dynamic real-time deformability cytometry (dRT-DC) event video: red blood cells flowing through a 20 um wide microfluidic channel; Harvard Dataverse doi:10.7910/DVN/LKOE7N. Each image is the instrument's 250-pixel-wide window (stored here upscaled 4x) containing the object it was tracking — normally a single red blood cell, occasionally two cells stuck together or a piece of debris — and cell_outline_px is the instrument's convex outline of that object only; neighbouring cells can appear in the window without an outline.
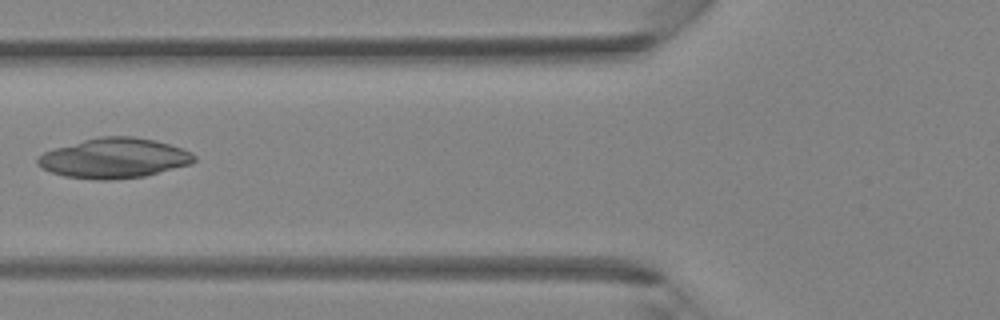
{"species": "Egyptian fruit bat (a non-hibernating species)", "species_latin": "Rousettus aegyptiacus", "temperature_condition": "room temperature", "stored_images_in_passage": 40, "camera_frame_rate_fps": 3000, "um_per_image_px": 0.085, "animal": {"sex": "female"}, "frame": {"image": 1, "passage_image": 16, "time_ms": 5.0, "image_size_px": [1000, 320], "cell_outline_px": [[196, 160], [192, 164], [144, 176], [108, 180], [96, 180], [64, 176], [40, 168], [36, 164], [36, 160], [44, 152], [56, 148], [84, 140], [100, 136], [132, 136], [156, 140], [192, 152], [196, 156]], "centroid_in_image_um": [9.71, 13.45], "position_along_channel_um": 116.1, "area_um2": 36.41}}
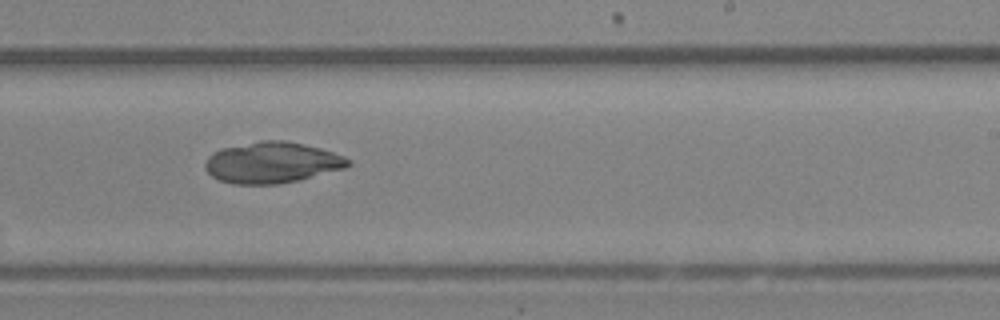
{"frame": {"image": 2, "passage_image": 25, "time_ms": 8.0, "image_size_px": [1000, 320], "cell_outline_px": [[352, 164], [344, 168], [300, 180], [276, 184], [232, 184], [220, 180], [212, 176], [204, 168], [204, 164], [208, 156], [212, 152], [224, 148], [260, 140], [284, 140], [304, 144], [320, 148], [344, 156], [352, 160]], "centroid_in_image_um": [23.12, 13.82], "position_along_channel_um": 265.9, "area_um2": 34.28}}
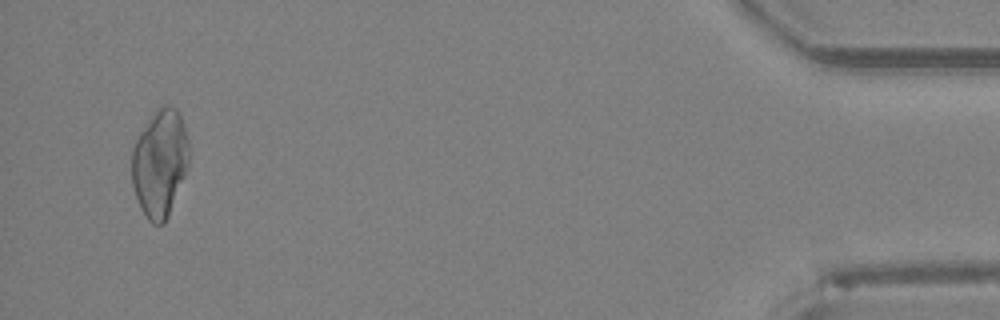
{"frame": {"image": 3, "passage_image": 39, "time_ms": 12.667, "image_size_px": [1000, 320], "cell_outline_px": [[188, 164], [184, 176], [168, 216], [164, 224], [152, 224], [148, 220], [136, 196], [132, 184], [132, 148], [140, 132], [156, 108], [164, 104], [176, 108], [180, 112], [184, 124], [188, 140]], "centroid_in_image_um": [13.59, 13.82], "position_along_channel_um": 421.6, "area_um2": 35.6}}